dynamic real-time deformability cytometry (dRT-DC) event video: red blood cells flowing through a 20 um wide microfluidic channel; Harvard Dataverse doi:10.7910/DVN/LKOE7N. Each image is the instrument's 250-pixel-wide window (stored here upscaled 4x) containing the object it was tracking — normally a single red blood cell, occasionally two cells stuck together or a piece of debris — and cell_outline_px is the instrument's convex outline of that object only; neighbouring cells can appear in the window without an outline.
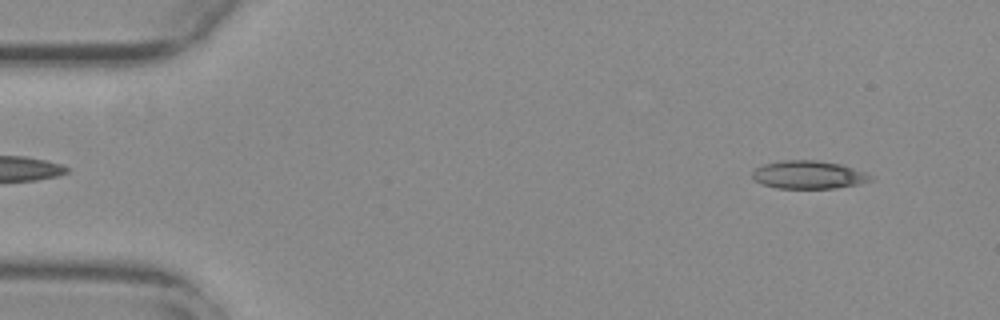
{"species": "common noctule bat (a hibernating species)", "species_latin": "Nyctalus noctula", "temperature_condition": "warm", "stored_images_in_passage": 52, "camera_frame_rate_fps": 3000, "um_per_image_px": 0.085, "animal": {"sex": "female", "body_mass_g": 29.2, "forearm_length_mm": 56.3}, "frame": {"image": 1, "passage_image": 3, "time_ms": 0.667, "image_size_px": [1000, 320], "cell_outline_px": [[872, 180], [860, 184], [836, 188], [776, 188], [752, 180], [752, 172], [756, 168], [764, 164], [784, 160], [816, 160], [840, 164], [864, 172], [872, 176]], "centroid_in_image_um": [68.71, 14.86], "position_along_channel_um": 16.3, "area_um2": 19.25}}
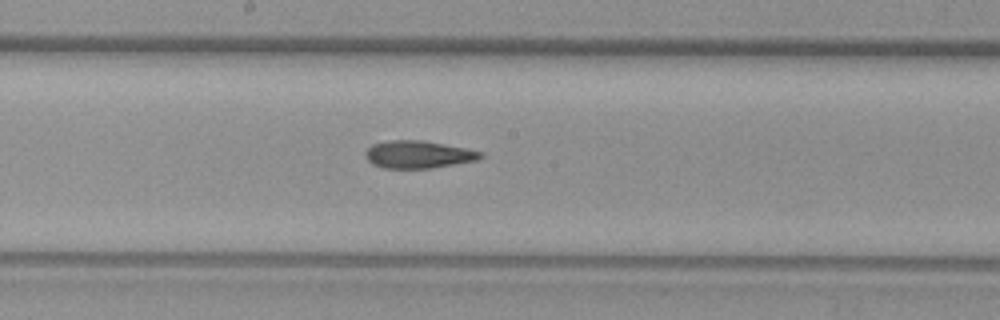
{"frame": {"image": 2, "passage_image": 27, "time_ms": 8.667, "image_size_px": [1000, 320], "cell_outline_px": [[484, 156], [476, 160], [432, 168], [384, 168], [372, 164], [364, 156], [364, 152], [372, 144], [388, 140], [420, 140], [444, 144], [484, 152]], "centroid_in_image_um": [35.52, 13.13], "position_along_channel_um": 212.7, "area_um2": 18.44}}
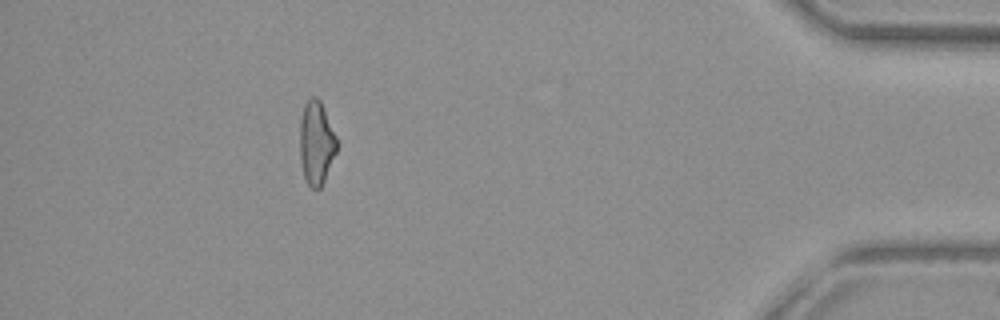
{"frame": {"image": 3, "passage_image": 47, "time_ms": 15.333, "image_size_px": [1000, 320], "cell_outline_px": [[336, 152], [324, 180], [320, 188], [312, 188], [308, 184], [304, 176], [300, 160], [300, 120], [304, 104], [312, 96], [316, 96], [320, 100], [336, 136]], "centroid_in_image_um": [26.87, 12.12], "position_along_channel_um": 408.3, "area_um2": 17.74}, "authors_computed_cell_mechanics": {"area_um2": 18.785, "velocity_mm_per_s": 3.7962, "shape_relaxation_time_tau1_ms": null, "shape_relaxation_time_tau2_ms": 5.2911, "deformation_change_tau1": null, "deformation_change_tau2": 0.1636}}